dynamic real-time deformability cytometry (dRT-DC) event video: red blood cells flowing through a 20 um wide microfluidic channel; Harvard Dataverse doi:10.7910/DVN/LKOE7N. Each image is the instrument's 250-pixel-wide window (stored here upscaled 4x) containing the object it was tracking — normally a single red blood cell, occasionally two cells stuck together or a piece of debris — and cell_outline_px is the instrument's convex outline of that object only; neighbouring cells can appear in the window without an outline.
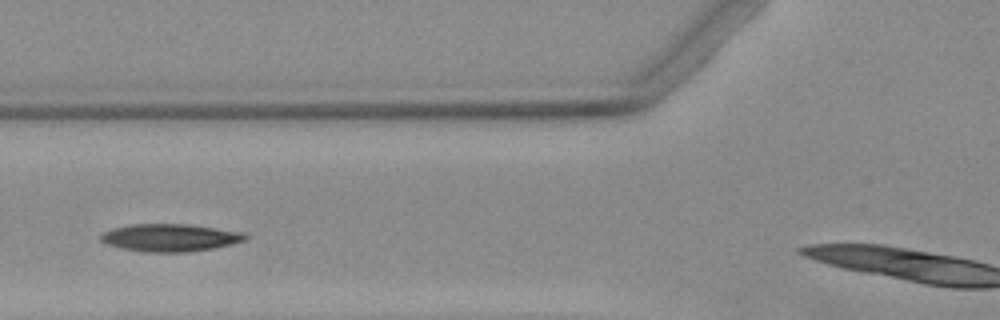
{"species": "Egyptian fruit bat (a non-hibernating species)", "species_latin": "Rousettus aegyptiacus", "temperature_condition": "warm", "stored_images_in_passage": 4, "camera_frame_rate_fps": 3000, "um_per_image_px": 0.085, "animal": {"sex": "female"}, "frame": {"image": 1, "passage_image": 2, "time_ms": 1.333, "image_size_px": [1000, 320], "cell_outline_px": [[248, 240], [216, 248], [188, 252], [144, 252], [120, 248], [104, 244], [100, 240], [100, 236], [104, 232], [112, 228], [132, 224], [188, 224], [244, 232], [248, 236]], "centroid_in_image_um": [14.47, 20.21], "position_along_channel_um": 111.3, "area_um2": 23.52}}
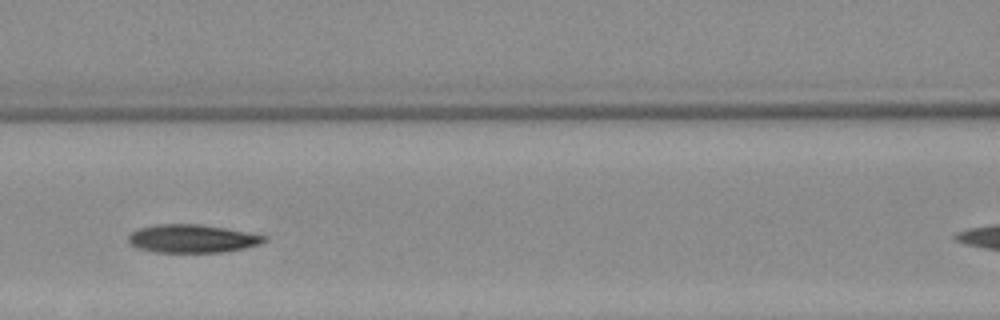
{"frame": {"image": 2, "passage_image": 3, "time_ms": 2.333, "image_size_px": [1000, 320], "cell_outline_px": [[268, 240], [260, 244], [244, 248], [224, 252], [156, 252], [136, 248], [128, 244], [128, 236], [132, 232], [140, 228], [156, 224], [200, 224], [224, 228], [268, 236]], "centroid_in_image_um": [16.33, 20.28], "position_along_channel_um": 150.3, "area_um2": 22.37}}